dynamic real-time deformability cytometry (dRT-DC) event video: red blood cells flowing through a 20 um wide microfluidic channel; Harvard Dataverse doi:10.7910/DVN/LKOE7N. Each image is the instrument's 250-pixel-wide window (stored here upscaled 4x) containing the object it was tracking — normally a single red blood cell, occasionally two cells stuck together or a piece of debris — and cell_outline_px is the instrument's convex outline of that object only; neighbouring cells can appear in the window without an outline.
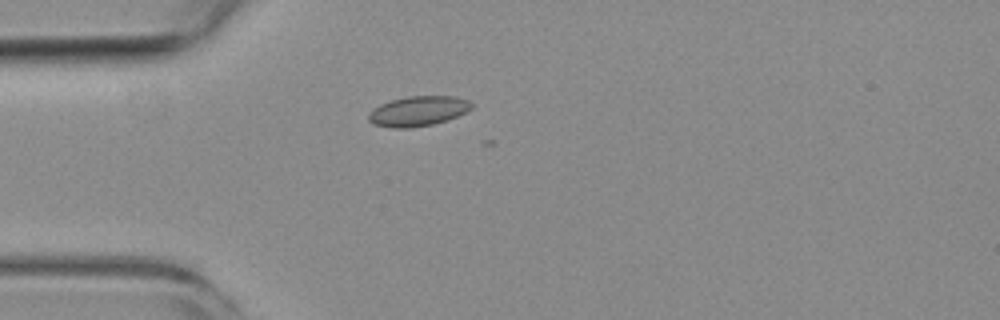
{"species": "common noctule bat (a hibernating species)", "species_latin": "Nyctalus noctula", "temperature_condition": "room temperature", "stored_images_in_passage": 3, "camera_frame_rate_fps": 3000, "um_per_image_px": 0.085, "animal": {"sex": "female", "body_mass_g": 19.3, "forearm_length_mm": 54.1}, "frame": {"image": 1, "passage_image": 1, "time_ms": 0.0, "image_size_px": [1000, 320], "cell_outline_px": [[472, 108], [448, 120], [432, 124], [412, 128], [392, 128], [372, 124], [368, 120], [368, 112], [380, 104], [392, 100], [408, 96], [456, 96], [468, 100], [472, 104]], "centroid_in_image_um": [35.51, 9.45], "position_along_channel_um": 49.5, "area_um2": 18.03}}